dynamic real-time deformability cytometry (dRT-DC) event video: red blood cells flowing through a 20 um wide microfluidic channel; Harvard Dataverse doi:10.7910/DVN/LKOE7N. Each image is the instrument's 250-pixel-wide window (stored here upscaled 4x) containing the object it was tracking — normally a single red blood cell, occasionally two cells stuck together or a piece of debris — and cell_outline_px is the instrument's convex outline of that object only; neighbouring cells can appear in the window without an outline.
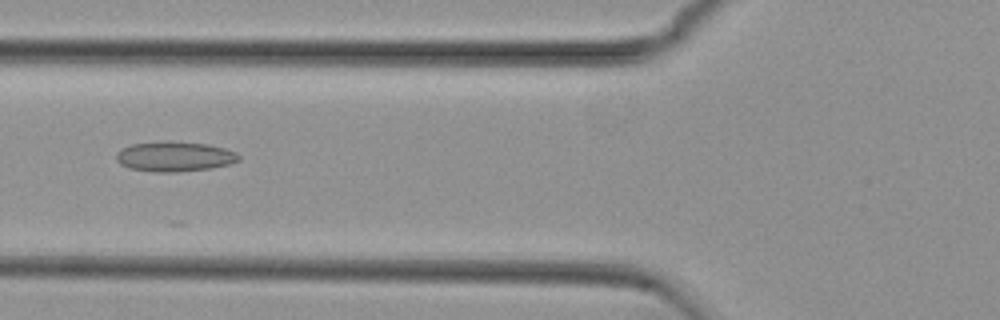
{"species": "common noctule bat (a hibernating species)", "species_latin": "Nyctalus noctula", "temperature_condition": "cold", "stored_images_in_passage": 26, "camera_frame_rate_fps": 3000, "um_per_image_px": 0.085, "animal": {"sex": "female", "body_mass_g": 29.2, "forearm_length_mm": 56.3}, "frame": {"image": 1, "passage_image": 16, "time_ms": 5.0, "image_size_px": [1000, 320], "cell_outline_px": [[240, 160], [232, 164], [212, 168], [176, 172], [156, 172], [128, 168], [120, 164], [116, 160], [116, 152], [132, 144], [164, 140], [208, 144], [224, 148], [236, 152], [240, 156]], "centroid_in_image_um": [14.85, 13.3], "position_along_channel_um": 110.9, "area_um2": 21.68}}
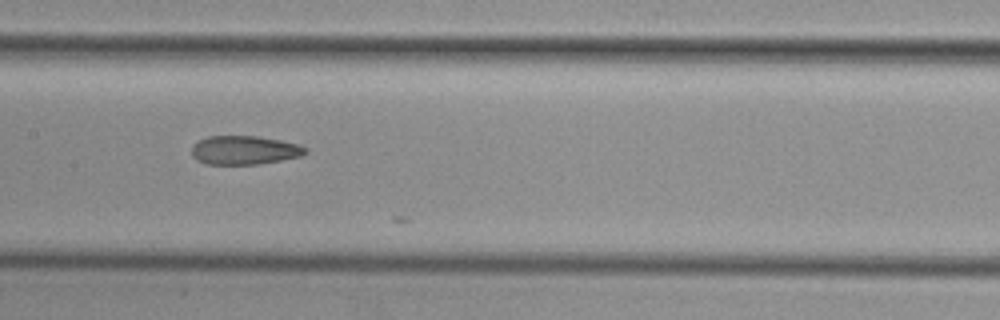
{"frame": {"image": 2, "passage_image": 22, "time_ms": 7.0, "image_size_px": [1000, 320], "cell_outline_px": [[308, 152], [300, 156], [280, 160], [256, 164], [204, 164], [196, 160], [192, 156], [192, 144], [208, 136], [256, 136], [280, 140], [300, 144], [308, 148]], "centroid_in_image_um": [20.76, 12.76], "position_along_channel_um": 186.6, "area_um2": 19.13}}
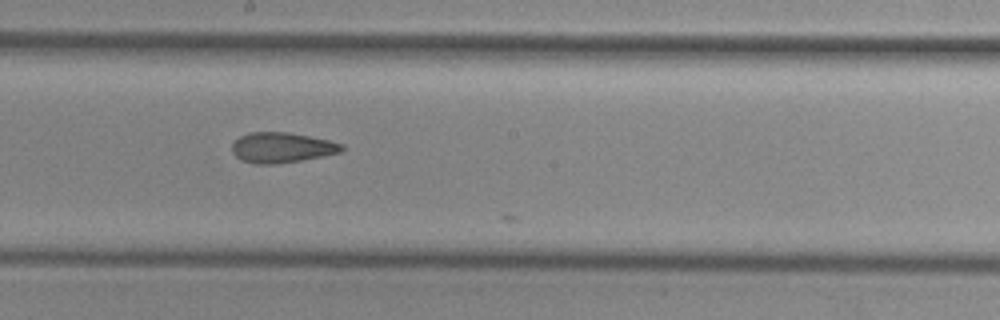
{"frame": {"image": 3, "passage_image": 25, "time_ms": 8.0, "image_size_px": [1000, 320], "cell_outline_px": [[344, 148], [340, 152], [300, 160], [276, 164], [256, 164], [240, 160], [232, 152], [232, 144], [240, 136], [248, 132], [288, 132], [328, 140], [344, 144]], "centroid_in_image_um": [23.91, 12.54], "position_along_channel_um": 224.3, "area_um2": 19.25}}